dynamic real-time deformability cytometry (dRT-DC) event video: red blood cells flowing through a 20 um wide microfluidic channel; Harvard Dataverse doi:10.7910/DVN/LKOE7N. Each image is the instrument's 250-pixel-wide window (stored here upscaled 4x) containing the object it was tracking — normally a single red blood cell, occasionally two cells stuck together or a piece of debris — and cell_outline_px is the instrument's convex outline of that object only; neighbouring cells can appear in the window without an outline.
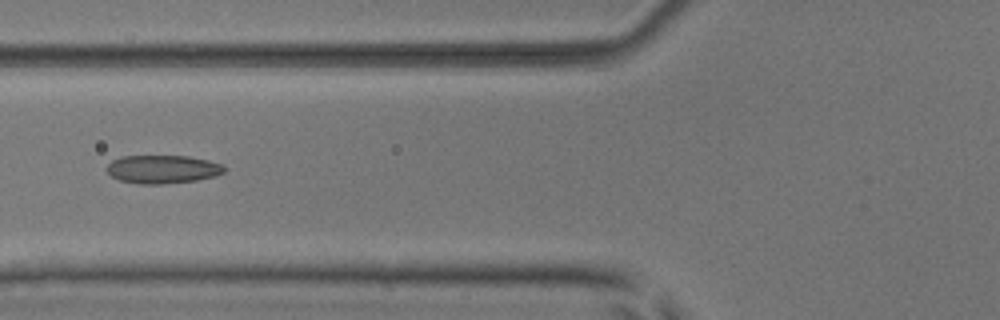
{"species": "common noctule bat (a hibernating species)", "species_latin": "Nyctalus noctula", "temperature_condition": "room temperature", "stored_images_in_passage": 8, "camera_frame_rate_fps": 3000, "um_per_image_px": 0.085, "animal": {"sex": "male", "body_mass_g": 17.9, "forearm_length_mm": 54.2}, "frame": {"image": 1, "passage_image": 7, "time_ms": 2.0, "image_size_px": [1000, 320], "cell_outline_px": [[224, 172], [216, 176], [196, 180], [160, 184], [136, 184], [120, 180], [112, 176], [108, 172], [108, 164], [112, 160], [120, 156], [188, 156], [208, 160], [224, 164]], "centroid_in_image_um": [13.83, 14.38], "position_along_channel_um": 112.0, "area_um2": 19.36}}
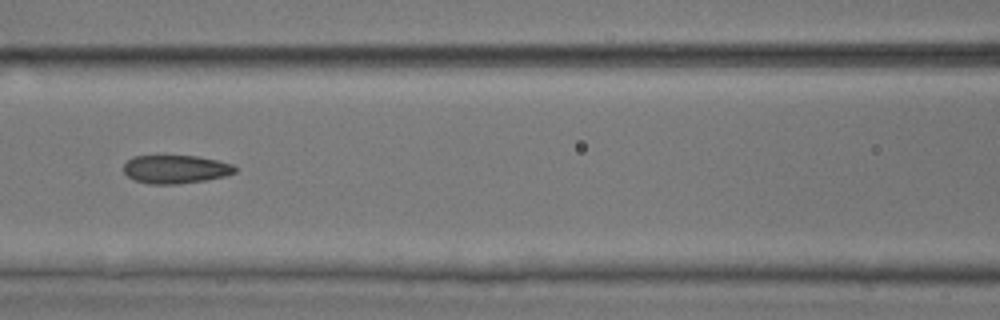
{"frame": {"image": 2, "passage_image": 8, "time_ms": 2.333, "image_size_px": [1000, 320], "cell_outline_px": [[236, 172], [224, 176], [204, 180], [176, 184], [148, 184], [136, 180], [128, 176], [124, 172], [124, 164], [132, 156], [196, 156], [216, 160], [232, 164], [236, 168]], "centroid_in_image_um": [14.91, 14.38], "position_along_channel_um": 151.7, "area_um2": 18.21}}